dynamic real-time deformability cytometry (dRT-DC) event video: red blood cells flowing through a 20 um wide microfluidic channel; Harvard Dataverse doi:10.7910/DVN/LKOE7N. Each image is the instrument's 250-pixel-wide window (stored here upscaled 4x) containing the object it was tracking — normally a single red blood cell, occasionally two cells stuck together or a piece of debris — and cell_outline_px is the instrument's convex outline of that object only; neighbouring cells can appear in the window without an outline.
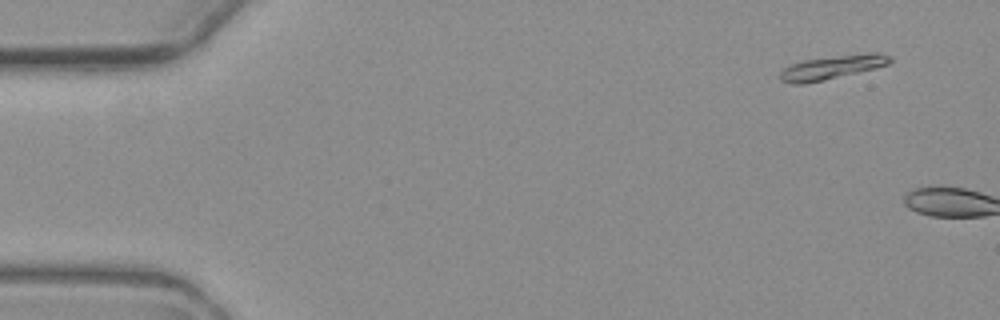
{"species": "common noctule bat (a hibernating species)", "species_latin": "Nyctalus noctula", "temperature_condition": "warm", "stored_images_in_passage": 5, "camera_frame_rate_fps": 3000, "um_per_image_px": 0.085, "animal": {"sex": "female", "body_mass_g": 19.3, "forearm_length_mm": 54.1}, "frame": {"image": 1, "passage_image": 1, "time_ms": 0.0, "image_size_px": [1000, 320], "cell_outline_px": [[892, 60], [888, 64], [824, 80], [804, 84], [792, 84], [780, 80], [780, 72], [784, 68], [792, 64], [804, 60], [868, 52], [880, 52], [892, 56]], "centroid_in_image_um": [70.72, 5.71], "position_along_channel_um": 14.3, "area_um2": 15.03}}
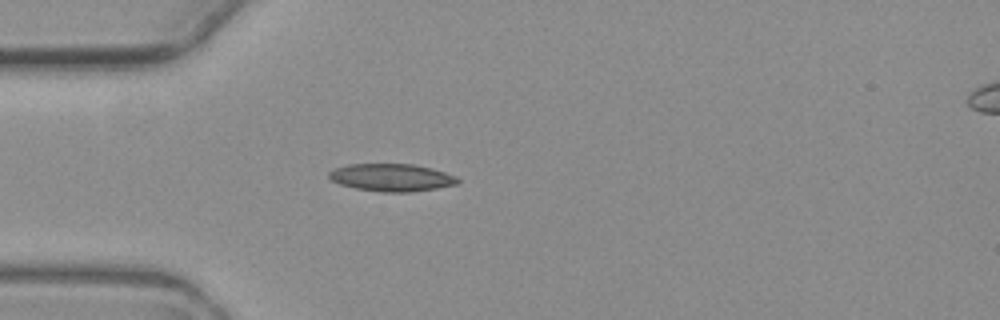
{"frame": {"image": 2, "passage_image": 5, "time_ms": 5.667, "image_size_px": [1000, 320], "cell_outline_px": [[460, 184], [412, 192], [380, 192], [356, 188], [340, 184], [332, 180], [328, 176], [328, 172], [336, 168], [348, 164], [412, 164], [432, 168], [456, 176], [460, 180]], "centroid_in_image_um": [33.31, 15.09], "position_along_channel_um": 51.7, "area_um2": 20.69}}